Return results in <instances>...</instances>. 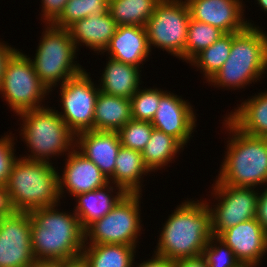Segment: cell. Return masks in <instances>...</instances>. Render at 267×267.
<instances>
[{
    "label": "cell",
    "mask_w": 267,
    "mask_h": 267,
    "mask_svg": "<svg viewBox=\"0 0 267 267\" xmlns=\"http://www.w3.org/2000/svg\"><path fill=\"white\" fill-rule=\"evenodd\" d=\"M56 205L30 212L31 249L35 260L77 261L85 245V230L75 213L55 210Z\"/></svg>",
    "instance_id": "cell-1"
},
{
    "label": "cell",
    "mask_w": 267,
    "mask_h": 267,
    "mask_svg": "<svg viewBox=\"0 0 267 267\" xmlns=\"http://www.w3.org/2000/svg\"><path fill=\"white\" fill-rule=\"evenodd\" d=\"M160 236L155 252L160 256L176 261L202 255L214 236L208 203H182L169 216Z\"/></svg>",
    "instance_id": "cell-2"
},
{
    "label": "cell",
    "mask_w": 267,
    "mask_h": 267,
    "mask_svg": "<svg viewBox=\"0 0 267 267\" xmlns=\"http://www.w3.org/2000/svg\"><path fill=\"white\" fill-rule=\"evenodd\" d=\"M224 121L233 135L215 184L255 188L267 183V138L247 135L228 118Z\"/></svg>",
    "instance_id": "cell-3"
},
{
    "label": "cell",
    "mask_w": 267,
    "mask_h": 267,
    "mask_svg": "<svg viewBox=\"0 0 267 267\" xmlns=\"http://www.w3.org/2000/svg\"><path fill=\"white\" fill-rule=\"evenodd\" d=\"M251 23L232 33V47L222 68L208 82L222 87L247 85L267 70V35Z\"/></svg>",
    "instance_id": "cell-4"
},
{
    "label": "cell",
    "mask_w": 267,
    "mask_h": 267,
    "mask_svg": "<svg viewBox=\"0 0 267 267\" xmlns=\"http://www.w3.org/2000/svg\"><path fill=\"white\" fill-rule=\"evenodd\" d=\"M6 184L20 212L54 206L60 199L59 175L49 160L16 159Z\"/></svg>",
    "instance_id": "cell-5"
},
{
    "label": "cell",
    "mask_w": 267,
    "mask_h": 267,
    "mask_svg": "<svg viewBox=\"0 0 267 267\" xmlns=\"http://www.w3.org/2000/svg\"><path fill=\"white\" fill-rule=\"evenodd\" d=\"M18 115L24 122L21 135L34 154L26 159L46 162L51 155H59L72 148L76 135L67 127L57 110L55 112L42 105L40 109L23 111Z\"/></svg>",
    "instance_id": "cell-6"
},
{
    "label": "cell",
    "mask_w": 267,
    "mask_h": 267,
    "mask_svg": "<svg viewBox=\"0 0 267 267\" xmlns=\"http://www.w3.org/2000/svg\"><path fill=\"white\" fill-rule=\"evenodd\" d=\"M76 49L69 29L47 25L32 63L40 81L49 90L60 79L63 84L84 71L73 62Z\"/></svg>",
    "instance_id": "cell-7"
},
{
    "label": "cell",
    "mask_w": 267,
    "mask_h": 267,
    "mask_svg": "<svg viewBox=\"0 0 267 267\" xmlns=\"http://www.w3.org/2000/svg\"><path fill=\"white\" fill-rule=\"evenodd\" d=\"M141 193H126L104 217L85 229V242L89 245L125 244L136 246L141 229L139 199Z\"/></svg>",
    "instance_id": "cell-8"
},
{
    "label": "cell",
    "mask_w": 267,
    "mask_h": 267,
    "mask_svg": "<svg viewBox=\"0 0 267 267\" xmlns=\"http://www.w3.org/2000/svg\"><path fill=\"white\" fill-rule=\"evenodd\" d=\"M190 12L186 1L160 0L145 26L149 48L160 47L185 59Z\"/></svg>",
    "instance_id": "cell-9"
},
{
    "label": "cell",
    "mask_w": 267,
    "mask_h": 267,
    "mask_svg": "<svg viewBox=\"0 0 267 267\" xmlns=\"http://www.w3.org/2000/svg\"><path fill=\"white\" fill-rule=\"evenodd\" d=\"M0 92L18 115L23 111L42 108L39 103L49 89L40 81L32 60L17 51L7 63Z\"/></svg>",
    "instance_id": "cell-10"
},
{
    "label": "cell",
    "mask_w": 267,
    "mask_h": 267,
    "mask_svg": "<svg viewBox=\"0 0 267 267\" xmlns=\"http://www.w3.org/2000/svg\"><path fill=\"white\" fill-rule=\"evenodd\" d=\"M61 101L64 109L59 114L75 134L93 130L94 112L99 88L94 87L86 71L61 84Z\"/></svg>",
    "instance_id": "cell-11"
},
{
    "label": "cell",
    "mask_w": 267,
    "mask_h": 267,
    "mask_svg": "<svg viewBox=\"0 0 267 267\" xmlns=\"http://www.w3.org/2000/svg\"><path fill=\"white\" fill-rule=\"evenodd\" d=\"M213 189L221 199L215 209L209 207L213 235L219 236L230 227L256 218L259 194L254 188L215 184Z\"/></svg>",
    "instance_id": "cell-12"
},
{
    "label": "cell",
    "mask_w": 267,
    "mask_h": 267,
    "mask_svg": "<svg viewBox=\"0 0 267 267\" xmlns=\"http://www.w3.org/2000/svg\"><path fill=\"white\" fill-rule=\"evenodd\" d=\"M29 212L5 217L0 225V267H32L35 258L31 249Z\"/></svg>",
    "instance_id": "cell-13"
},
{
    "label": "cell",
    "mask_w": 267,
    "mask_h": 267,
    "mask_svg": "<svg viewBox=\"0 0 267 267\" xmlns=\"http://www.w3.org/2000/svg\"><path fill=\"white\" fill-rule=\"evenodd\" d=\"M243 266H256L267 251V232L256 218L237 224L218 236Z\"/></svg>",
    "instance_id": "cell-14"
},
{
    "label": "cell",
    "mask_w": 267,
    "mask_h": 267,
    "mask_svg": "<svg viewBox=\"0 0 267 267\" xmlns=\"http://www.w3.org/2000/svg\"><path fill=\"white\" fill-rule=\"evenodd\" d=\"M190 18L207 23L224 33H237L249 26L239 0H185Z\"/></svg>",
    "instance_id": "cell-15"
},
{
    "label": "cell",
    "mask_w": 267,
    "mask_h": 267,
    "mask_svg": "<svg viewBox=\"0 0 267 267\" xmlns=\"http://www.w3.org/2000/svg\"><path fill=\"white\" fill-rule=\"evenodd\" d=\"M191 107L177 95L167 92L160 98L151 124L154 129L171 135L184 146L189 140L196 122Z\"/></svg>",
    "instance_id": "cell-16"
},
{
    "label": "cell",
    "mask_w": 267,
    "mask_h": 267,
    "mask_svg": "<svg viewBox=\"0 0 267 267\" xmlns=\"http://www.w3.org/2000/svg\"><path fill=\"white\" fill-rule=\"evenodd\" d=\"M64 174L59 176L60 197L64 193V185L71 195L93 191L107 185L110 181L99 167L87 159L81 152L73 150L68 153Z\"/></svg>",
    "instance_id": "cell-17"
},
{
    "label": "cell",
    "mask_w": 267,
    "mask_h": 267,
    "mask_svg": "<svg viewBox=\"0 0 267 267\" xmlns=\"http://www.w3.org/2000/svg\"><path fill=\"white\" fill-rule=\"evenodd\" d=\"M75 143L87 159L94 162L109 179L115 169V159L121 147L120 137L116 131H84L76 135ZM79 139V140H78Z\"/></svg>",
    "instance_id": "cell-18"
},
{
    "label": "cell",
    "mask_w": 267,
    "mask_h": 267,
    "mask_svg": "<svg viewBox=\"0 0 267 267\" xmlns=\"http://www.w3.org/2000/svg\"><path fill=\"white\" fill-rule=\"evenodd\" d=\"M150 50L145 27L117 26L115 34L103 52L108 51L109 58L139 67L148 57Z\"/></svg>",
    "instance_id": "cell-19"
},
{
    "label": "cell",
    "mask_w": 267,
    "mask_h": 267,
    "mask_svg": "<svg viewBox=\"0 0 267 267\" xmlns=\"http://www.w3.org/2000/svg\"><path fill=\"white\" fill-rule=\"evenodd\" d=\"M117 26L107 11L78 20L68 29L76 47L81 42L89 48L95 49L94 51L102 52L115 34Z\"/></svg>",
    "instance_id": "cell-20"
},
{
    "label": "cell",
    "mask_w": 267,
    "mask_h": 267,
    "mask_svg": "<svg viewBox=\"0 0 267 267\" xmlns=\"http://www.w3.org/2000/svg\"><path fill=\"white\" fill-rule=\"evenodd\" d=\"M131 119L130 99L99 92L95 105L93 130L118 132Z\"/></svg>",
    "instance_id": "cell-21"
},
{
    "label": "cell",
    "mask_w": 267,
    "mask_h": 267,
    "mask_svg": "<svg viewBox=\"0 0 267 267\" xmlns=\"http://www.w3.org/2000/svg\"><path fill=\"white\" fill-rule=\"evenodd\" d=\"M110 183L111 182L102 188L75 196L79 199L77 200L78 205L76 206L74 213L78 217L80 225L84 230L95 220L104 217L110 212L118 201H120L126 194L123 189H119V192H116V194H118L115 197L111 196V194H107L109 192L111 193V191L113 192V187L108 186Z\"/></svg>",
    "instance_id": "cell-22"
},
{
    "label": "cell",
    "mask_w": 267,
    "mask_h": 267,
    "mask_svg": "<svg viewBox=\"0 0 267 267\" xmlns=\"http://www.w3.org/2000/svg\"><path fill=\"white\" fill-rule=\"evenodd\" d=\"M102 74L99 90L114 96L131 99L139 89V67L109 58Z\"/></svg>",
    "instance_id": "cell-23"
},
{
    "label": "cell",
    "mask_w": 267,
    "mask_h": 267,
    "mask_svg": "<svg viewBox=\"0 0 267 267\" xmlns=\"http://www.w3.org/2000/svg\"><path fill=\"white\" fill-rule=\"evenodd\" d=\"M242 104L227 118L243 133L267 138V92Z\"/></svg>",
    "instance_id": "cell-24"
},
{
    "label": "cell",
    "mask_w": 267,
    "mask_h": 267,
    "mask_svg": "<svg viewBox=\"0 0 267 267\" xmlns=\"http://www.w3.org/2000/svg\"><path fill=\"white\" fill-rule=\"evenodd\" d=\"M150 172L144 165L142 152L120 147L115 159V169L110 181L116 183L117 189H123L126 193H139L140 176Z\"/></svg>",
    "instance_id": "cell-25"
},
{
    "label": "cell",
    "mask_w": 267,
    "mask_h": 267,
    "mask_svg": "<svg viewBox=\"0 0 267 267\" xmlns=\"http://www.w3.org/2000/svg\"><path fill=\"white\" fill-rule=\"evenodd\" d=\"M81 261L86 267H131L136 246L125 244L84 245Z\"/></svg>",
    "instance_id": "cell-26"
},
{
    "label": "cell",
    "mask_w": 267,
    "mask_h": 267,
    "mask_svg": "<svg viewBox=\"0 0 267 267\" xmlns=\"http://www.w3.org/2000/svg\"><path fill=\"white\" fill-rule=\"evenodd\" d=\"M160 0H108V11L118 26L145 27Z\"/></svg>",
    "instance_id": "cell-27"
},
{
    "label": "cell",
    "mask_w": 267,
    "mask_h": 267,
    "mask_svg": "<svg viewBox=\"0 0 267 267\" xmlns=\"http://www.w3.org/2000/svg\"><path fill=\"white\" fill-rule=\"evenodd\" d=\"M184 146L174 137L153 129L150 139L142 151L144 165L149 171L157 170L171 162Z\"/></svg>",
    "instance_id": "cell-28"
},
{
    "label": "cell",
    "mask_w": 267,
    "mask_h": 267,
    "mask_svg": "<svg viewBox=\"0 0 267 267\" xmlns=\"http://www.w3.org/2000/svg\"><path fill=\"white\" fill-rule=\"evenodd\" d=\"M232 33H225L216 42L203 49L189 63L203 70L205 77L210 80L218 72L230 55Z\"/></svg>",
    "instance_id": "cell-29"
},
{
    "label": "cell",
    "mask_w": 267,
    "mask_h": 267,
    "mask_svg": "<svg viewBox=\"0 0 267 267\" xmlns=\"http://www.w3.org/2000/svg\"><path fill=\"white\" fill-rule=\"evenodd\" d=\"M225 33L207 23L190 18L185 44V60L190 62L203 49L208 48Z\"/></svg>",
    "instance_id": "cell-30"
},
{
    "label": "cell",
    "mask_w": 267,
    "mask_h": 267,
    "mask_svg": "<svg viewBox=\"0 0 267 267\" xmlns=\"http://www.w3.org/2000/svg\"><path fill=\"white\" fill-rule=\"evenodd\" d=\"M108 11V0H69L53 26L68 29L76 21Z\"/></svg>",
    "instance_id": "cell-31"
},
{
    "label": "cell",
    "mask_w": 267,
    "mask_h": 267,
    "mask_svg": "<svg viewBox=\"0 0 267 267\" xmlns=\"http://www.w3.org/2000/svg\"><path fill=\"white\" fill-rule=\"evenodd\" d=\"M166 93L158 89H138L130 99L132 119L151 122L158 109L160 98Z\"/></svg>",
    "instance_id": "cell-32"
},
{
    "label": "cell",
    "mask_w": 267,
    "mask_h": 267,
    "mask_svg": "<svg viewBox=\"0 0 267 267\" xmlns=\"http://www.w3.org/2000/svg\"><path fill=\"white\" fill-rule=\"evenodd\" d=\"M153 129L151 122L131 119L118 131L121 146L142 152Z\"/></svg>",
    "instance_id": "cell-33"
},
{
    "label": "cell",
    "mask_w": 267,
    "mask_h": 267,
    "mask_svg": "<svg viewBox=\"0 0 267 267\" xmlns=\"http://www.w3.org/2000/svg\"><path fill=\"white\" fill-rule=\"evenodd\" d=\"M219 242L220 246L213 247L212 243ZM215 240V241H214ZM202 256L209 267H243L233 251L218 237L212 236L203 250Z\"/></svg>",
    "instance_id": "cell-34"
},
{
    "label": "cell",
    "mask_w": 267,
    "mask_h": 267,
    "mask_svg": "<svg viewBox=\"0 0 267 267\" xmlns=\"http://www.w3.org/2000/svg\"><path fill=\"white\" fill-rule=\"evenodd\" d=\"M13 138L5 136L0 139V184H6L16 156H14Z\"/></svg>",
    "instance_id": "cell-35"
},
{
    "label": "cell",
    "mask_w": 267,
    "mask_h": 267,
    "mask_svg": "<svg viewBox=\"0 0 267 267\" xmlns=\"http://www.w3.org/2000/svg\"><path fill=\"white\" fill-rule=\"evenodd\" d=\"M20 212L17 208L7 184H0V213L5 217L15 216Z\"/></svg>",
    "instance_id": "cell-36"
},
{
    "label": "cell",
    "mask_w": 267,
    "mask_h": 267,
    "mask_svg": "<svg viewBox=\"0 0 267 267\" xmlns=\"http://www.w3.org/2000/svg\"><path fill=\"white\" fill-rule=\"evenodd\" d=\"M69 0H42L43 3V17L47 24H52L63 11L66 3Z\"/></svg>",
    "instance_id": "cell-37"
},
{
    "label": "cell",
    "mask_w": 267,
    "mask_h": 267,
    "mask_svg": "<svg viewBox=\"0 0 267 267\" xmlns=\"http://www.w3.org/2000/svg\"><path fill=\"white\" fill-rule=\"evenodd\" d=\"M256 219L267 232V189L261 195H258Z\"/></svg>",
    "instance_id": "cell-38"
},
{
    "label": "cell",
    "mask_w": 267,
    "mask_h": 267,
    "mask_svg": "<svg viewBox=\"0 0 267 267\" xmlns=\"http://www.w3.org/2000/svg\"><path fill=\"white\" fill-rule=\"evenodd\" d=\"M15 48L0 43V85L4 77V71L7 67L8 61L17 52Z\"/></svg>",
    "instance_id": "cell-39"
},
{
    "label": "cell",
    "mask_w": 267,
    "mask_h": 267,
    "mask_svg": "<svg viewBox=\"0 0 267 267\" xmlns=\"http://www.w3.org/2000/svg\"><path fill=\"white\" fill-rule=\"evenodd\" d=\"M131 267H133V264ZM137 267H175V261L155 254V258L153 257V259L143 262Z\"/></svg>",
    "instance_id": "cell-40"
},
{
    "label": "cell",
    "mask_w": 267,
    "mask_h": 267,
    "mask_svg": "<svg viewBox=\"0 0 267 267\" xmlns=\"http://www.w3.org/2000/svg\"><path fill=\"white\" fill-rule=\"evenodd\" d=\"M175 267H209L206 259L200 255L197 257L183 258L175 261Z\"/></svg>",
    "instance_id": "cell-41"
},
{
    "label": "cell",
    "mask_w": 267,
    "mask_h": 267,
    "mask_svg": "<svg viewBox=\"0 0 267 267\" xmlns=\"http://www.w3.org/2000/svg\"><path fill=\"white\" fill-rule=\"evenodd\" d=\"M69 263L60 260H37L32 267H66Z\"/></svg>",
    "instance_id": "cell-42"
},
{
    "label": "cell",
    "mask_w": 267,
    "mask_h": 267,
    "mask_svg": "<svg viewBox=\"0 0 267 267\" xmlns=\"http://www.w3.org/2000/svg\"><path fill=\"white\" fill-rule=\"evenodd\" d=\"M66 267H86V265L81 260H77L70 262Z\"/></svg>",
    "instance_id": "cell-43"
},
{
    "label": "cell",
    "mask_w": 267,
    "mask_h": 267,
    "mask_svg": "<svg viewBox=\"0 0 267 267\" xmlns=\"http://www.w3.org/2000/svg\"><path fill=\"white\" fill-rule=\"evenodd\" d=\"M258 4L264 9V11H267V0H257Z\"/></svg>",
    "instance_id": "cell-44"
},
{
    "label": "cell",
    "mask_w": 267,
    "mask_h": 267,
    "mask_svg": "<svg viewBox=\"0 0 267 267\" xmlns=\"http://www.w3.org/2000/svg\"><path fill=\"white\" fill-rule=\"evenodd\" d=\"M4 218H5V216L0 213V225L2 224Z\"/></svg>",
    "instance_id": "cell-45"
}]
</instances>
